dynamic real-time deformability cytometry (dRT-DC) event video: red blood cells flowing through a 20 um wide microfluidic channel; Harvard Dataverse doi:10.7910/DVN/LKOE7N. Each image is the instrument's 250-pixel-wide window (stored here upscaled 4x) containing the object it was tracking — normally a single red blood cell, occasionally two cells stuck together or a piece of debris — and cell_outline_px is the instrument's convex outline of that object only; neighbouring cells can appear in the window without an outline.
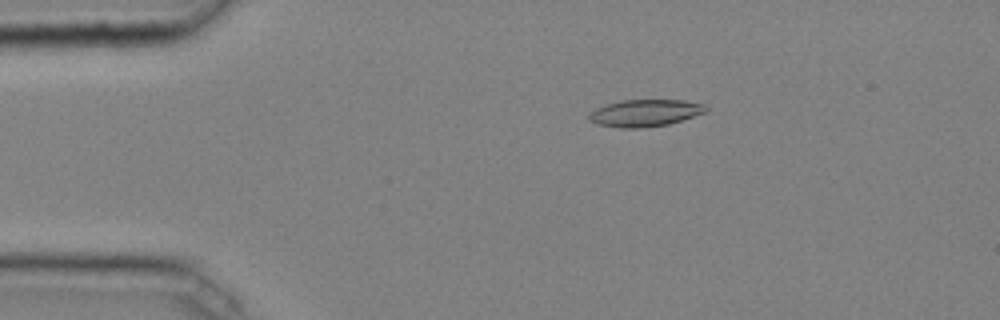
{"species": "common noctule bat (a hibernating species)", "species_latin": "Nyctalus noctula", "temperature_condition": "cold", "stored_images_in_passage": 44, "camera_frame_rate_fps": 3000, "um_per_image_px": 0.085, "animal": {"sex": "male", "body_mass_g": 20.4}, "frame": {"image": 1, "passage_image": 9, "time_ms": 2.667, "image_size_px": [1000, 320], "cell_outline_px": [[708, 112], [668, 124], [640, 128], [620, 128], [596, 124], [588, 120], [588, 116], [596, 108], [608, 104], [624, 100], [684, 100], [708, 104]], "centroid_in_image_um": [54.88, 9.6], "position_along_channel_um": 30.1, "area_um2": 18.5}}
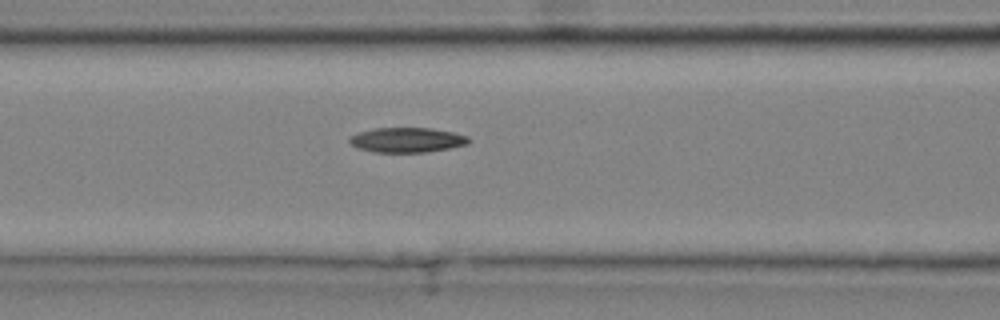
{"frame": {"image": 2, "passage_image": 20, "time_ms": 6.333, "image_size_px": [1000, 320], "cell_outline_px": [[472, 140], [468, 144], [428, 152], [376, 152], [356, 148], [348, 140], [348, 136], [360, 132], [376, 128], [432, 128], [452, 132], [468, 136]], "centroid_in_image_um": [34.6, 11.89], "position_along_channel_um": 132.0, "area_um2": 17.28}}
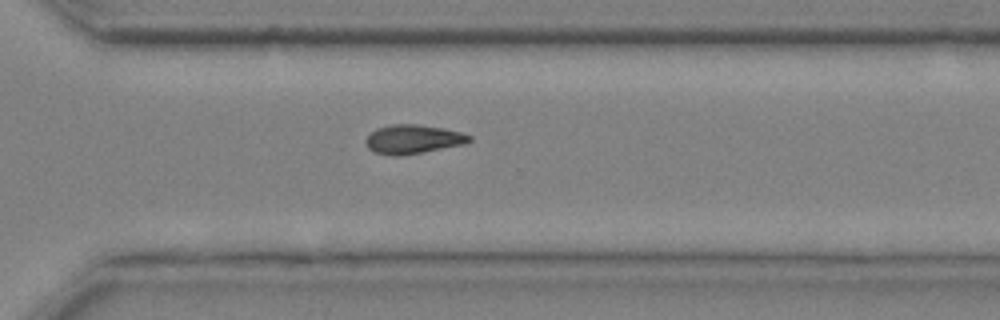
{"frame": {"image": 3, "passage_image": 35, "time_ms": 11.333, "image_size_px": [1000, 320], "cell_outline_px": [[472, 140], [464, 144], [400, 156], [392, 156], [372, 152], [368, 148], [364, 140], [376, 128], [392, 124], [416, 124], [444, 128], [460, 132], [472, 136]], "centroid_in_image_um": [35.08, 11.83], "position_along_channel_um": 335.5, "area_um2": 17.51}}